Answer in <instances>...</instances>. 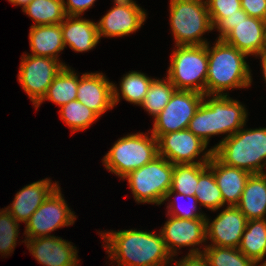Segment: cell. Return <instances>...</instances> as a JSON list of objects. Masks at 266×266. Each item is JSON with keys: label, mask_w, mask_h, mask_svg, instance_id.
<instances>
[{"label": "cell", "mask_w": 266, "mask_h": 266, "mask_svg": "<svg viewBox=\"0 0 266 266\" xmlns=\"http://www.w3.org/2000/svg\"><path fill=\"white\" fill-rule=\"evenodd\" d=\"M99 234L109 259L117 266H168L174 260L160 232L129 229Z\"/></svg>", "instance_id": "cell-1"}, {"label": "cell", "mask_w": 266, "mask_h": 266, "mask_svg": "<svg viewBox=\"0 0 266 266\" xmlns=\"http://www.w3.org/2000/svg\"><path fill=\"white\" fill-rule=\"evenodd\" d=\"M212 97V98H211ZM207 98V99H206ZM245 106L227 95H204V100L190 120L188 129L209 144L214 135H233L246 125Z\"/></svg>", "instance_id": "cell-2"}, {"label": "cell", "mask_w": 266, "mask_h": 266, "mask_svg": "<svg viewBox=\"0 0 266 266\" xmlns=\"http://www.w3.org/2000/svg\"><path fill=\"white\" fill-rule=\"evenodd\" d=\"M209 46L208 73L206 77L205 94L227 95L226 90L248 88L252 83V74L245 58L247 54L234 46L217 39Z\"/></svg>", "instance_id": "cell-3"}, {"label": "cell", "mask_w": 266, "mask_h": 266, "mask_svg": "<svg viewBox=\"0 0 266 266\" xmlns=\"http://www.w3.org/2000/svg\"><path fill=\"white\" fill-rule=\"evenodd\" d=\"M213 154L225 165L236 167L250 174L266 173V127L239 129L220 140Z\"/></svg>", "instance_id": "cell-4"}, {"label": "cell", "mask_w": 266, "mask_h": 266, "mask_svg": "<svg viewBox=\"0 0 266 266\" xmlns=\"http://www.w3.org/2000/svg\"><path fill=\"white\" fill-rule=\"evenodd\" d=\"M170 26L176 46L206 45L214 30L205 0H170ZM202 37V38H201Z\"/></svg>", "instance_id": "cell-5"}, {"label": "cell", "mask_w": 266, "mask_h": 266, "mask_svg": "<svg viewBox=\"0 0 266 266\" xmlns=\"http://www.w3.org/2000/svg\"><path fill=\"white\" fill-rule=\"evenodd\" d=\"M158 156V141L151 133H132L120 137L102 159L107 170L118 177L146 165Z\"/></svg>", "instance_id": "cell-6"}, {"label": "cell", "mask_w": 266, "mask_h": 266, "mask_svg": "<svg viewBox=\"0 0 266 266\" xmlns=\"http://www.w3.org/2000/svg\"><path fill=\"white\" fill-rule=\"evenodd\" d=\"M170 56L167 77L176 90H189L205 95L208 73L206 45L175 46Z\"/></svg>", "instance_id": "cell-7"}, {"label": "cell", "mask_w": 266, "mask_h": 266, "mask_svg": "<svg viewBox=\"0 0 266 266\" xmlns=\"http://www.w3.org/2000/svg\"><path fill=\"white\" fill-rule=\"evenodd\" d=\"M174 164L158 155L152 161L131 171L127 179L136 203L161 205L170 190Z\"/></svg>", "instance_id": "cell-8"}, {"label": "cell", "mask_w": 266, "mask_h": 266, "mask_svg": "<svg viewBox=\"0 0 266 266\" xmlns=\"http://www.w3.org/2000/svg\"><path fill=\"white\" fill-rule=\"evenodd\" d=\"M60 188L57 186L25 223V238L54 236L51 232L74 224L75 212L68 207Z\"/></svg>", "instance_id": "cell-9"}, {"label": "cell", "mask_w": 266, "mask_h": 266, "mask_svg": "<svg viewBox=\"0 0 266 266\" xmlns=\"http://www.w3.org/2000/svg\"><path fill=\"white\" fill-rule=\"evenodd\" d=\"M65 66V63L50 57L23 53L18 81L34 107L42 100L54 78Z\"/></svg>", "instance_id": "cell-10"}, {"label": "cell", "mask_w": 266, "mask_h": 266, "mask_svg": "<svg viewBox=\"0 0 266 266\" xmlns=\"http://www.w3.org/2000/svg\"><path fill=\"white\" fill-rule=\"evenodd\" d=\"M204 100V95L189 90H175L164 109L154 118L151 133L162 134L188 129L190 120Z\"/></svg>", "instance_id": "cell-11"}, {"label": "cell", "mask_w": 266, "mask_h": 266, "mask_svg": "<svg viewBox=\"0 0 266 266\" xmlns=\"http://www.w3.org/2000/svg\"><path fill=\"white\" fill-rule=\"evenodd\" d=\"M157 141L158 155L163 156L172 164L208 163L213 155V149L204 151L208 144L189 129L162 134ZM199 155L200 158L196 161Z\"/></svg>", "instance_id": "cell-12"}, {"label": "cell", "mask_w": 266, "mask_h": 266, "mask_svg": "<svg viewBox=\"0 0 266 266\" xmlns=\"http://www.w3.org/2000/svg\"><path fill=\"white\" fill-rule=\"evenodd\" d=\"M167 218L168 220L160 229V233L172 257L177 255V250L185 246L193 247L188 254H200L203 252L198 247L200 244L202 247V243L207 241L206 218L183 219L170 215ZM196 246L198 247L195 248Z\"/></svg>", "instance_id": "cell-13"}, {"label": "cell", "mask_w": 266, "mask_h": 266, "mask_svg": "<svg viewBox=\"0 0 266 266\" xmlns=\"http://www.w3.org/2000/svg\"><path fill=\"white\" fill-rule=\"evenodd\" d=\"M114 5L97 22L99 37H123L139 30L146 12L134 0H114Z\"/></svg>", "instance_id": "cell-14"}, {"label": "cell", "mask_w": 266, "mask_h": 266, "mask_svg": "<svg viewBox=\"0 0 266 266\" xmlns=\"http://www.w3.org/2000/svg\"><path fill=\"white\" fill-rule=\"evenodd\" d=\"M206 216V246L238 248L248 219L236 206H226L210 223Z\"/></svg>", "instance_id": "cell-15"}, {"label": "cell", "mask_w": 266, "mask_h": 266, "mask_svg": "<svg viewBox=\"0 0 266 266\" xmlns=\"http://www.w3.org/2000/svg\"><path fill=\"white\" fill-rule=\"evenodd\" d=\"M23 242L30 254L44 266H80L77 248L58 236L26 238Z\"/></svg>", "instance_id": "cell-16"}, {"label": "cell", "mask_w": 266, "mask_h": 266, "mask_svg": "<svg viewBox=\"0 0 266 266\" xmlns=\"http://www.w3.org/2000/svg\"><path fill=\"white\" fill-rule=\"evenodd\" d=\"M113 82L101 72L83 73L77 87V100L93 110L99 117L113 105Z\"/></svg>", "instance_id": "cell-17"}, {"label": "cell", "mask_w": 266, "mask_h": 266, "mask_svg": "<svg viewBox=\"0 0 266 266\" xmlns=\"http://www.w3.org/2000/svg\"><path fill=\"white\" fill-rule=\"evenodd\" d=\"M222 40L248 56L259 55L264 47V20L248 16L240 9V20Z\"/></svg>", "instance_id": "cell-18"}, {"label": "cell", "mask_w": 266, "mask_h": 266, "mask_svg": "<svg viewBox=\"0 0 266 266\" xmlns=\"http://www.w3.org/2000/svg\"><path fill=\"white\" fill-rule=\"evenodd\" d=\"M49 178L38 180L20 189L5 209L20 223H26L31 215L42 205L45 199L59 185Z\"/></svg>", "instance_id": "cell-19"}, {"label": "cell", "mask_w": 266, "mask_h": 266, "mask_svg": "<svg viewBox=\"0 0 266 266\" xmlns=\"http://www.w3.org/2000/svg\"><path fill=\"white\" fill-rule=\"evenodd\" d=\"M207 165L213 171L224 205L236 206L251 174L245 170L225 165L214 154Z\"/></svg>", "instance_id": "cell-20"}, {"label": "cell", "mask_w": 266, "mask_h": 266, "mask_svg": "<svg viewBox=\"0 0 266 266\" xmlns=\"http://www.w3.org/2000/svg\"><path fill=\"white\" fill-rule=\"evenodd\" d=\"M61 30L65 48L69 46L75 52L90 51L100 40L97 23L80 16H66Z\"/></svg>", "instance_id": "cell-21"}, {"label": "cell", "mask_w": 266, "mask_h": 266, "mask_svg": "<svg viewBox=\"0 0 266 266\" xmlns=\"http://www.w3.org/2000/svg\"><path fill=\"white\" fill-rule=\"evenodd\" d=\"M236 207L248 221L266 219V173L250 175Z\"/></svg>", "instance_id": "cell-22"}, {"label": "cell", "mask_w": 266, "mask_h": 266, "mask_svg": "<svg viewBox=\"0 0 266 266\" xmlns=\"http://www.w3.org/2000/svg\"><path fill=\"white\" fill-rule=\"evenodd\" d=\"M31 55L50 57L59 60V54L65 45L62 36L61 23L54 25L31 26L29 32Z\"/></svg>", "instance_id": "cell-23"}, {"label": "cell", "mask_w": 266, "mask_h": 266, "mask_svg": "<svg viewBox=\"0 0 266 266\" xmlns=\"http://www.w3.org/2000/svg\"><path fill=\"white\" fill-rule=\"evenodd\" d=\"M152 81L151 77L138 71L132 70L124 74L119 84L120 87L113 83V105H117L121 100L120 98H123L129 103L140 106Z\"/></svg>", "instance_id": "cell-24"}, {"label": "cell", "mask_w": 266, "mask_h": 266, "mask_svg": "<svg viewBox=\"0 0 266 266\" xmlns=\"http://www.w3.org/2000/svg\"><path fill=\"white\" fill-rule=\"evenodd\" d=\"M78 74L69 66H65L54 78L42 100L35 106L36 109L45 100H49L58 106H63L77 99Z\"/></svg>", "instance_id": "cell-25"}, {"label": "cell", "mask_w": 266, "mask_h": 266, "mask_svg": "<svg viewBox=\"0 0 266 266\" xmlns=\"http://www.w3.org/2000/svg\"><path fill=\"white\" fill-rule=\"evenodd\" d=\"M238 249L257 265L266 256V219L249 220Z\"/></svg>", "instance_id": "cell-26"}, {"label": "cell", "mask_w": 266, "mask_h": 266, "mask_svg": "<svg viewBox=\"0 0 266 266\" xmlns=\"http://www.w3.org/2000/svg\"><path fill=\"white\" fill-rule=\"evenodd\" d=\"M194 196L200 206L213 212L224 206L220 188L216 183L213 171L207 163L198 164V183Z\"/></svg>", "instance_id": "cell-27"}, {"label": "cell", "mask_w": 266, "mask_h": 266, "mask_svg": "<svg viewBox=\"0 0 266 266\" xmlns=\"http://www.w3.org/2000/svg\"><path fill=\"white\" fill-rule=\"evenodd\" d=\"M64 0H32L22 11L32 18L31 26L60 24L66 17Z\"/></svg>", "instance_id": "cell-28"}, {"label": "cell", "mask_w": 266, "mask_h": 266, "mask_svg": "<svg viewBox=\"0 0 266 266\" xmlns=\"http://www.w3.org/2000/svg\"><path fill=\"white\" fill-rule=\"evenodd\" d=\"M61 120L71 129V133L88 129L99 116L85 104L75 99L60 107Z\"/></svg>", "instance_id": "cell-29"}, {"label": "cell", "mask_w": 266, "mask_h": 266, "mask_svg": "<svg viewBox=\"0 0 266 266\" xmlns=\"http://www.w3.org/2000/svg\"><path fill=\"white\" fill-rule=\"evenodd\" d=\"M175 90L176 88L167 76L165 79L153 78L140 106L155 118L168 104Z\"/></svg>", "instance_id": "cell-30"}, {"label": "cell", "mask_w": 266, "mask_h": 266, "mask_svg": "<svg viewBox=\"0 0 266 266\" xmlns=\"http://www.w3.org/2000/svg\"><path fill=\"white\" fill-rule=\"evenodd\" d=\"M203 255L208 266H258L246 257L238 248L204 246Z\"/></svg>", "instance_id": "cell-31"}, {"label": "cell", "mask_w": 266, "mask_h": 266, "mask_svg": "<svg viewBox=\"0 0 266 266\" xmlns=\"http://www.w3.org/2000/svg\"><path fill=\"white\" fill-rule=\"evenodd\" d=\"M198 183V164H174L170 190L186 195H195Z\"/></svg>", "instance_id": "cell-32"}, {"label": "cell", "mask_w": 266, "mask_h": 266, "mask_svg": "<svg viewBox=\"0 0 266 266\" xmlns=\"http://www.w3.org/2000/svg\"><path fill=\"white\" fill-rule=\"evenodd\" d=\"M173 195H175L173 197L174 200L172 201L171 199L170 200L171 202L167 204L168 210H167L166 215H170L176 218H183V219L206 218V213L204 214L203 212H201L200 207H198L199 210L197 209L198 201L195 196L193 195L185 196L184 194H179V193L173 192L172 190H169L164 201H169V198H171ZM179 198L181 200L185 198L184 200H187L186 202H188L187 206L184 207V204H183L182 205L183 207H182L181 204L176 202L178 201Z\"/></svg>", "instance_id": "cell-33"}, {"label": "cell", "mask_w": 266, "mask_h": 266, "mask_svg": "<svg viewBox=\"0 0 266 266\" xmlns=\"http://www.w3.org/2000/svg\"><path fill=\"white\" fill-rule=\"evenodd\" d=\"M19 222L6 210H0V255L8 256L16 247Z\"/></svg>", "instance_id": "cell-34"}, {"label": "cell", "mask_w": 266, "mask_h": 266, "mask_svg": "<svg viewBox=\"0 0 266 266\" xmlns=\"http://www.w3.org/2000/svg\"><path fill=\"white\" fill-rule=\"evenodd\" d=\"M213 28L228 15L238 14L242 9L240 0H205Z\"/></svg>", "instance_id": "cell-35"}, {"label": "cell", "mask_w": 266, "mask_h": 266, "mask_svg": "<svg viewBox=\"0 0 266 266\" xmlns=\"http://www.w3.org/2000/svg\"><path fill=\"white\" fill-rule=\"evenodd\" d=\"M240 2L248 16L266 19V0H240Z\"/></svg>", "instance_id": "cell-36"}, {"label": "cell", "mask_w": 266, "mask_h": 266, "mask_svg": "<svg viewBox=\"0 0 266 266\" xmlns=\"http://www.w3.org/2000/svg\"><path fill=\"white\" fill-rule=\"evenodd\" d=\"M96 0H64L66 16H81L86 10L93 7Z\"/></svg>", "instance_id": "cell-37"}, {"label": "cell", "mask_w": 266, "mask_h": 266, "mask_svg": "<svg viewBox=\"0 0 266 266\" xmlns=\"http://www.w3.org/2000/svg\"><path fill=\"white\" fill-rule=\"evenodd\" d=\"M240 20V10L238 14L228 15L226 18H223L215 27L220 33L217 39L222 40L234 27L235 24Z\"/></svg>", "instance_id": "cell-38"}, {"label": "cell", "mask_w": 266, "mask_h": 266, "mask_svg": "<svg viewBox=\"0 0 266 266\" xmlns=\"http://www.w3.org/2000/svg\"><path fill=\"white\" fill-rule=\"evenodd\" d=\"M175 266H208V262L203 253L187 254L181 260L176 261Z\"/></svg>", "instance_id": "cell-39"}, {"label": "cell", "mask_w": 266, "mask_h": 266, "mask_svg": "<svg viewBox=\"0 0 266 266\" xmlns=\"http://www.w3.org/2000/svg\"><path fill=\"white\" fill-rule=\"evenodd\" d=\"M261 59V68H262V73H263V78L265 79V83H266V53H261L259 55H256V57H258Z\"/></svg>", "instance_id": "cell-40"}, {"label": "cell", "mask_w": 266, "mask_h": 266, "mask_svg": "<svg viewBox=\"0 0 266 266\" xmlns=\"http://www.w3.org/2000/svg\"><path fill=\"white\" fill-rule=\"evenodd\" d=\"M32 0H8L11 4L15 6H22V9L25 8Z\"/></svg>", "instance_id": "cell-41"}, {"label": "cell", "mask_w": 266, "mask_h": 266, "mask_svg": "<svg viewBox=\"0 0 266 266\" xmlns=\"http://www.w3.org/2000/svg\"><path fill=\"white\" fill-rule=\"evenodd\" d=\"M263 53H266V19L264 20V47Z\"/></svg>", "instance_id": "cell-42"}, {"label": "cell", "mask_w": 266, "mask_h": 266, "mask_svg": "<svg viewBox=\"0 0 266 266\" xmlns=\"http://www.w3.org/2000/svg\"><path fill=\"white\" fill-rule=\"evenodd\" d=\"M259 266H266V260Z\"/></svg>", "instance_id": "cell-43"}]
</instances>
